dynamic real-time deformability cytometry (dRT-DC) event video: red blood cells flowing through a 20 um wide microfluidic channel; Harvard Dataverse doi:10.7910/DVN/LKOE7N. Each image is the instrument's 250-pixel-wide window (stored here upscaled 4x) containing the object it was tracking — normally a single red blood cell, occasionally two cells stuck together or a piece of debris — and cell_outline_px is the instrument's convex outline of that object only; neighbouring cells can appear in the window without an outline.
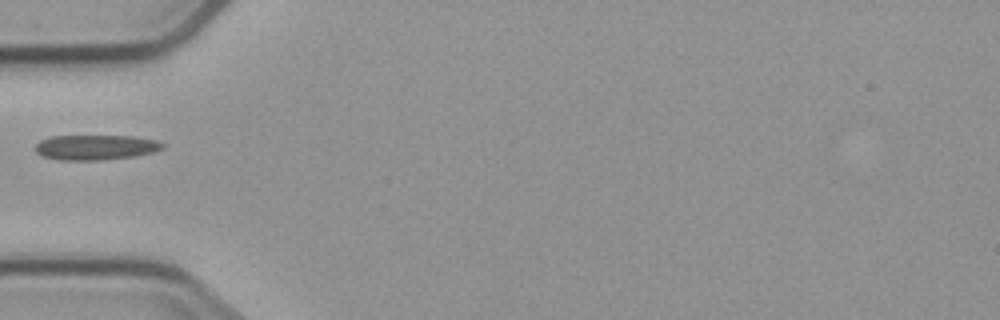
{"species": "common noctule bat (a hibernating species)", "species_latin": "Nyctalus noctula", "temperature_condition": "cold", "stored_images_in_passage": 2, "camera_frame_rate_fps": 3000, "um_per_image_px": 0.085, "animal": {"sex": "male", "body_mass_g": 23.1, "forearm_length_mm": 52.7}, "frame": {"image": 1, "passage_image": 1, "time_ms": 0.0, "image_size_px": [1000, 320], "cell_outline_px": [[164, 148], [152, 152], [136, 156], [100, 160], [56, 160], [40, 156], [36, 152], [36, 144], [40, 140], [52, 136], [132, 136], [156, 140], [164, 144]], "centroid_in_image_um": [8.1, 12.53], "position_along_channel_um": 76.9, "area_um2": 18.67}}
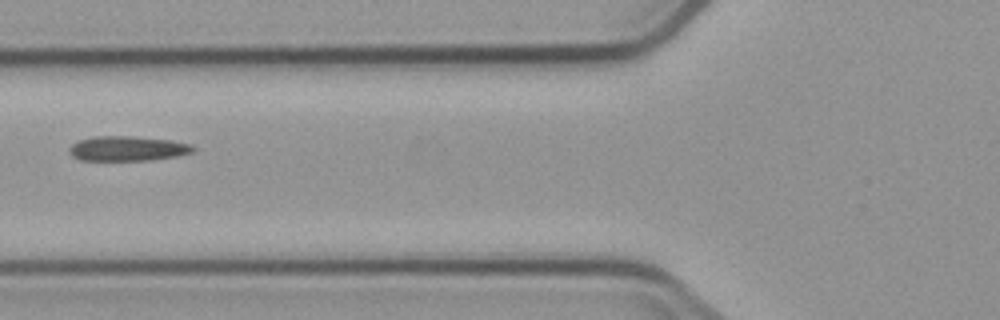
{"frame": {"image": 2, "passage_image": 2, "time_ms": 1.0, "image_size_px": [1000, 320], "cell_outline_px": [[196, 148], [192, 152], [176, 156], [148, 160], [80, 160], [72, 156], [68, 152], [68, 148], [72, 144], [80, 140], [92, 136], [132, 136], [172, 140], [192, 144]], "centroid_in_image_um": [10.83, 12.62], "position_along_channel_um": 115.0, "area_um2": 17.98}}